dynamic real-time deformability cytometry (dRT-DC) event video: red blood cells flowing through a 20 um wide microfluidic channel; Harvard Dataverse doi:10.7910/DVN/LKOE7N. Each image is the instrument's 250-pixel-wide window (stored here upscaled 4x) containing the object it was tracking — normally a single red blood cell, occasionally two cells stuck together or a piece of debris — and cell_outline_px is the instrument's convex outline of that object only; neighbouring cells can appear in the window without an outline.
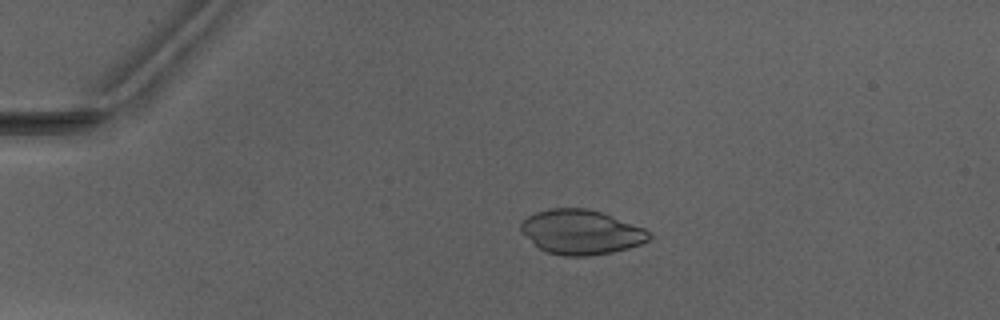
{"species": "Egyptian fruit bat (a non-hibernating species)", "species_latin": "Rousettus aegyptiacus", "temperature_condition": "warm", "stored_images_in_passage": 3, "camera_frame_rate_fps": 3000, "um_per_image_px": 0.085, "animal": {"sex": "male"}, "frame": {"image": 1, "passage_image": 2, "time_ms": 1.0, "image_size_px": [1000, 320], "cell_outline_px": [[652, 236], [648, 240], [640, 244], [628, 248], [612, 252], [588, 256], [564, 256], [544, 252], [520, 228], [520, 224], [528, 216], [536, 212], [548, 208], [588, 208], [600, 212], [644, 228], [652, 232]], "centroid_in_image_um": [49.42, 19.73], "position_along_channel_um": 35.6, "area_um2": 33.0}}